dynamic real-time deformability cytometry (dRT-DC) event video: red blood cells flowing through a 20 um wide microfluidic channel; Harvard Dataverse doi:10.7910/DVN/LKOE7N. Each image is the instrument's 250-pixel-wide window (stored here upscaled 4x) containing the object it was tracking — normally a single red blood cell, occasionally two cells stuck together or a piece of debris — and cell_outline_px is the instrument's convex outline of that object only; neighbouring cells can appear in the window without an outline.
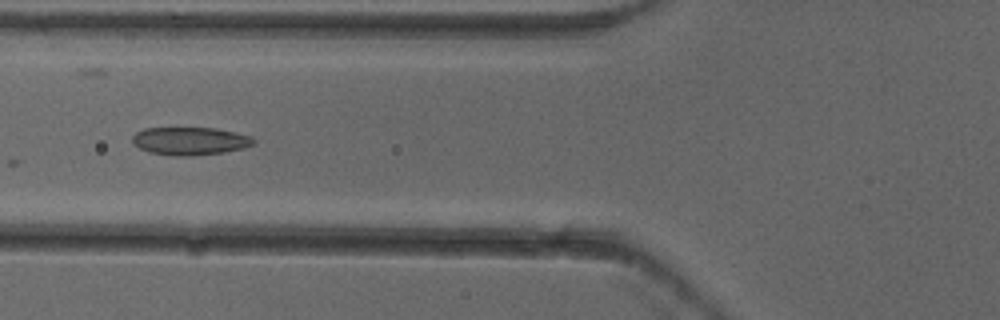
{"species": "common noctule bat (a hibernating species)", "species_latin": "Nyctalus noctula", "temperature_condition": "cold", "stored_images_in_passage": 8, "camera_frame_rate_fps": 3000, "um_per_image_px": 0.085, "animal": {"sex": "female"}, "frame": {"image": 1, "passage_image": 6, "time_ms": 1.667, "image_size_px": [1000, 320], "cell_outline_px": [[256, 144], [244, 148], [224, 152], [192, 156], [172, 156], [148, 152], [132, 144], [132, 136], [136, 132], [144, 128], [216, 128], [236, 132], [252, 136], [256, 140]], "centroid_in_image_um": [16.17, 11.99], "position_along_channel_um": 109.6, "area_um2": 20.06}}
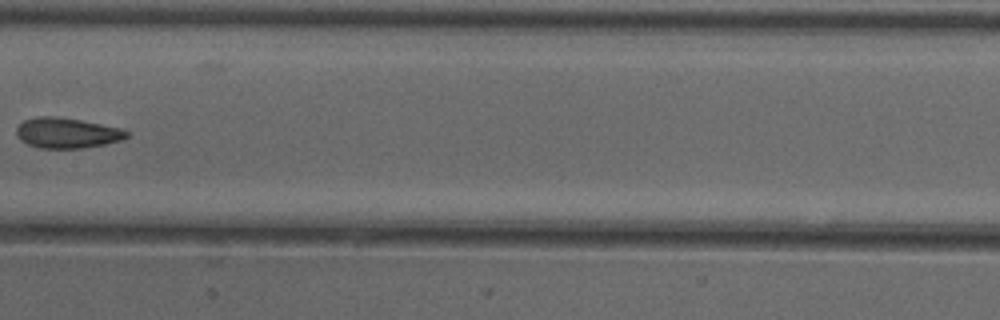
{"frame": {"image": 2, "passage_image": 8, "time_ms": 2.333, "image_size_px": [1000, 320], "cell_outline_px": [[128, 136], [120, 140], [104, 144], [80, 148], [40, 148], [28, 144], [20, 140], [16, 132], [16, 128], [24, 120], [36, 116], [56, 116], [80, 120], [124, 128], [128, 132]], "centroid_in_image_um": [5.68, 11.29], "position_along_channel_um": 201.7, "area_um2": 19.48}}